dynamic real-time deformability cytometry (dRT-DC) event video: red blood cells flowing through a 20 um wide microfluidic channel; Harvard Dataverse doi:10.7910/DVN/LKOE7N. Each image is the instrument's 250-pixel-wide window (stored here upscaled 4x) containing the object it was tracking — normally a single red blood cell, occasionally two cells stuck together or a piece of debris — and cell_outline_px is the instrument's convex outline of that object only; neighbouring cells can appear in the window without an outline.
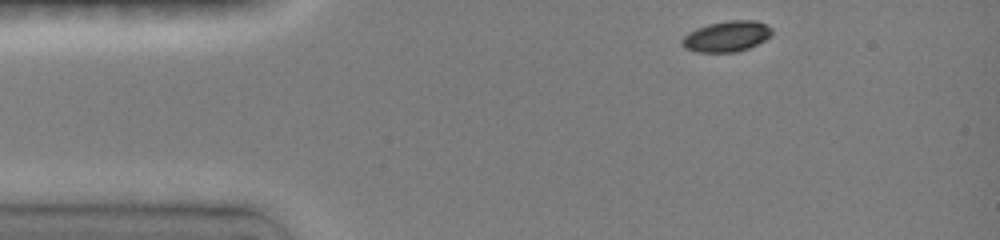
{"species": "common noctule bat (a hibernating species)", "species_latin": "Nyctalus noctula", "temperature_condition": "room temperature", "stored_images_in_passage": 38, "camera_frame_rate_fps": 3000, "um_per_image_px": 0.085, "animal": {"sex": "female", "body_mass_g": 19.0, "forearm_length_mm": 51.5}, "frame": {"image": 1, "passage_image": 1, "time_ms": 0.0, "image_size_px": [1000, 240], "cell_outline_px": [[772, 32], [764, 40], [748, 48], [736, 52], [696, 52], [684, 48], [680, 40], [688, 32], [696, 28], [708, 24], [732, 20], [756, 20], [772, 28]], "centroid_in_image_um": [61.72, 3.09], "position_along_channel_um": 23.3, "area_um2": 16.01}}
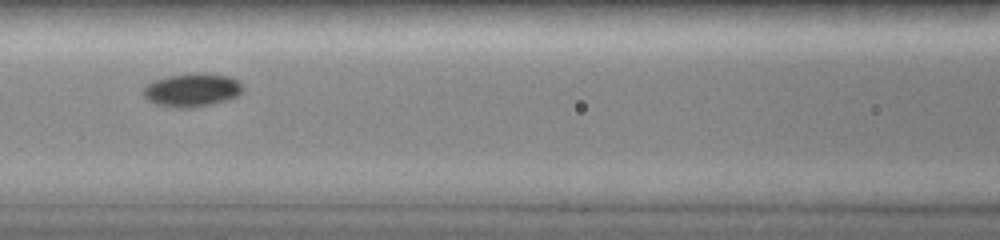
{"frame": {"image": 2, "passage_image": 15, "time_ms": 4.667, "image_size_px": [1000, 240], "cell_outline_px": [[244, 88], [236, 96], [224, 100], [192, 108], [180, 108], [156, 104], [148, 100], [144, 96], [144, 88], [148, 84], [156, 80], [168, 76], [196, 72], [200, 72], [232, 76]], "centroid_in_image_um": [16.32, 7.63], "position_along_channel_um": 150.3, "area_um2": 19.07}}
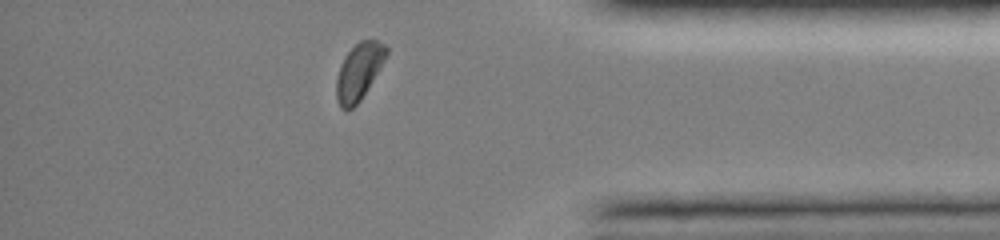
{"frame": {"image": 3, "passage_image": 35, "time_ms": 11.333, "image_size_px": [1000, 240], "cell_outline_px": [[388, 52], [380, 68], [360, 100], [352, 108], [344, 112], [340, 108], [336, 100], [336, 80], [340, 64], [344, 56], [360, 40], [376, 40], [384, 44], [388, 48]], "centroid_in_image_um": [30.48, 6.1], "position_along_channel_um": 404.7, "area_um2": 16.42}, "authors_computed_cell_mechanics": {"area_um2": 17.2822, "velocity_mm_per_s": 3.9942, "shape_relaxation_time_tau1_ms": 2.1008, "shape_relaxation_time_tau2_ms": null, "deformation_change_tau1": 0.1067, "deformation_change_tau2": null}}